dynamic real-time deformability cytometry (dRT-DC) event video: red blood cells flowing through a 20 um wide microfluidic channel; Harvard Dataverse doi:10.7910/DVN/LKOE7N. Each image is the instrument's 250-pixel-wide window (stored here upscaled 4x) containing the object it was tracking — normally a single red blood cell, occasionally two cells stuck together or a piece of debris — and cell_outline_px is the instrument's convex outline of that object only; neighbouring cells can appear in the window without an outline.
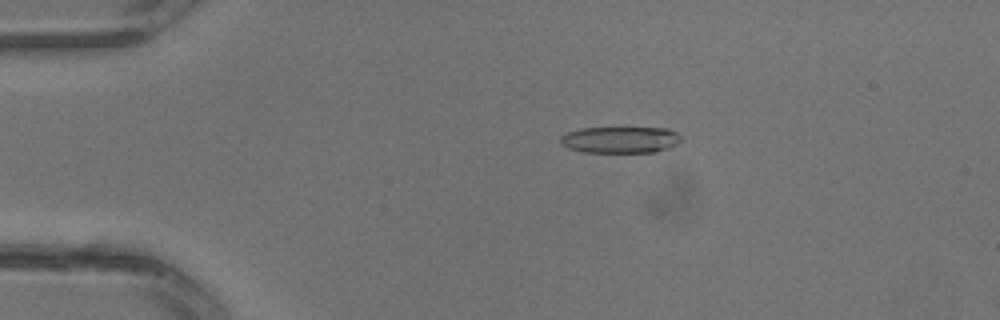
{"species": "common noctule bat (a hibernating species)", "species_latin": "Nyctalus noctula", "temperature_condition": "warm", "stored_images_in_passage": 9, "camera_frame_rate_fps": 3000, "um_per_image_px": 0.085, "animal": {"sex": "male", "body_mass_g": 13.3}, "frame": {"image": 1, "passage_image": 7, "time_ms": 2.0, "image_size_px": [1000, 320], "cell_outline_px": [[684, 140], [668, 148], [656, 152], [584, 152], [568, 148], [560, 144], [560, 136], [568, 132], [580, 128], [668, 128], [676, 132]], "centroid_in_image_um": [52.73, 11.88], "position_along_channel_um": 32.3, "area_um2": 18.73}}